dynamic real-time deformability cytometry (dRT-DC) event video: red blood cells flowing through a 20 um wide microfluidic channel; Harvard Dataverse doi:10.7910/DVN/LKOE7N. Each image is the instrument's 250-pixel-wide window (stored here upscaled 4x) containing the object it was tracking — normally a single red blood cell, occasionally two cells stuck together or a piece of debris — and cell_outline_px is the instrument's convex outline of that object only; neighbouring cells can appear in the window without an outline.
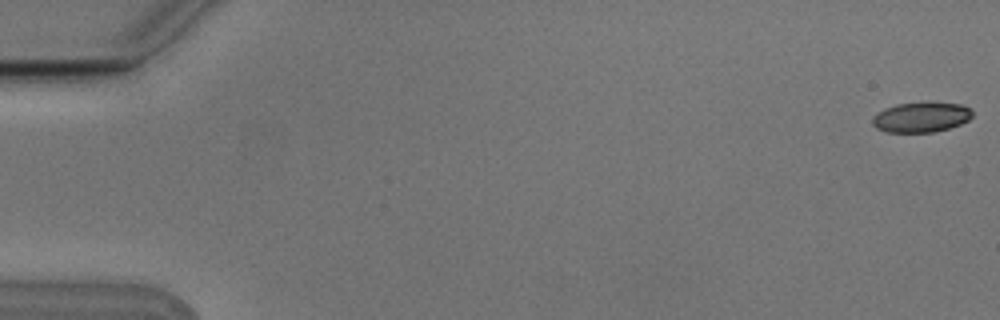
{"species": "Egyptian fruit bat (a non-hibernating species)", "species_latin": "Rousettus aegyptiacus", "temperature_condition": "cold", "stored_images_in_passage": 6, "camera_frame_rate_fps": 3000, "um_per_image_px": 0.085, "animal": {"sex": "male"}, "frame": {"image": 1, "passage_image": 1, "time_ms": 0.0, "image_size_px": [1000, 320], "cell_outline_px": [[972, 116], [968, 120], [960, 124], [948, 128], [932, 132], [888, 132], [876, 128], [872, 124], [872, 116], [884, 108], [896, 104], [928, 100], [964, 104], [972, 108]], "centroid_in_image_um": [78.32, 9.91], "position_along_channel_um": 6.7, "area_um2": 18.15}}
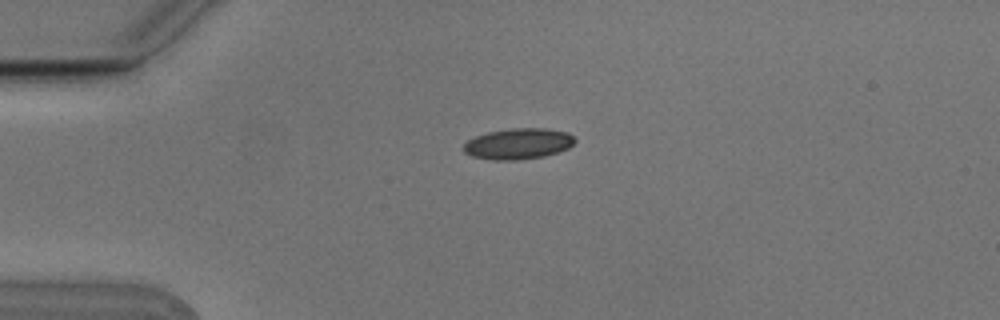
{"frame": {"image": 2, "passage_image": 4, "time_ms": 1.0, "image_size_px": [1000, 320], "cell_outline_px": [[576, 140], [568, 148], [544, 156], [520, 160], [492, 160], [472, 156], [464, 152], [464, 144], [468, 140], [476, 136], [488, 132], [508, 128], [548, 128], [568, 132]], "centroid_in_image_um": [44.05, 12.21], "position_along_channel_um": 41.0, "area_um2": 20.06}}